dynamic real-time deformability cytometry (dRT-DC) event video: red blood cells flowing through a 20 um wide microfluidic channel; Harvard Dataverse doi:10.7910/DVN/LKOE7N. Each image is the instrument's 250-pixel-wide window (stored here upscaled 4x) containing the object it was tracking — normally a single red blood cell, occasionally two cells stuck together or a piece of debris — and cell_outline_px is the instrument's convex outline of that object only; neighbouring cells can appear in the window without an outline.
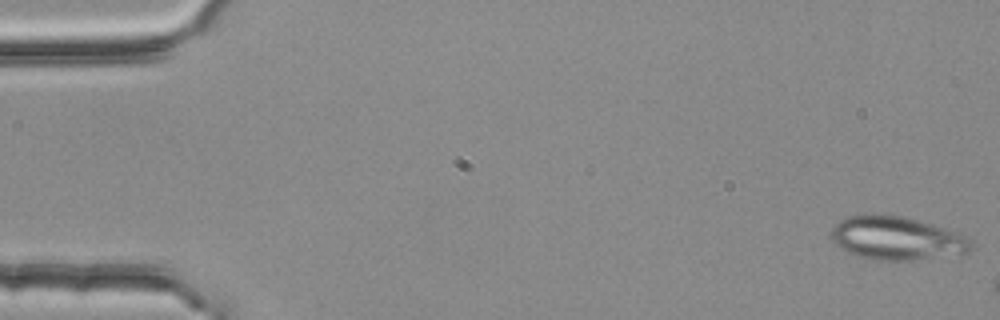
{"species": "common noctule bat (a hibernating species)", "species_latin": "Nyctalus noctula", "temperature_condition": "room temperature", "stored_images_in_passage": 3, "camera_frame_rate_fps": 3000, "um_per_image_px": 0.085, "animal": {"sex": "female", "body_mass_g": 25.1}, "frame": {"image": 1, "passage_image": 1, "time_ms": 0.0, "image_size_px": [1000, 320], "cell_outline_px": [[972, 248], [968, 252], [912, 260], [872, 260], [856, 256], [840, 248], [836, 244], [832, 236], [832, 228], [840, 220], [848, 216], [864, 212], [884, 212], [908, 216], [960, 232], [972, 240]], "centroid_in_image_um": [76.21, 20.19], "position_along_channel_um": 8.8, "area_um2": 36.3}}